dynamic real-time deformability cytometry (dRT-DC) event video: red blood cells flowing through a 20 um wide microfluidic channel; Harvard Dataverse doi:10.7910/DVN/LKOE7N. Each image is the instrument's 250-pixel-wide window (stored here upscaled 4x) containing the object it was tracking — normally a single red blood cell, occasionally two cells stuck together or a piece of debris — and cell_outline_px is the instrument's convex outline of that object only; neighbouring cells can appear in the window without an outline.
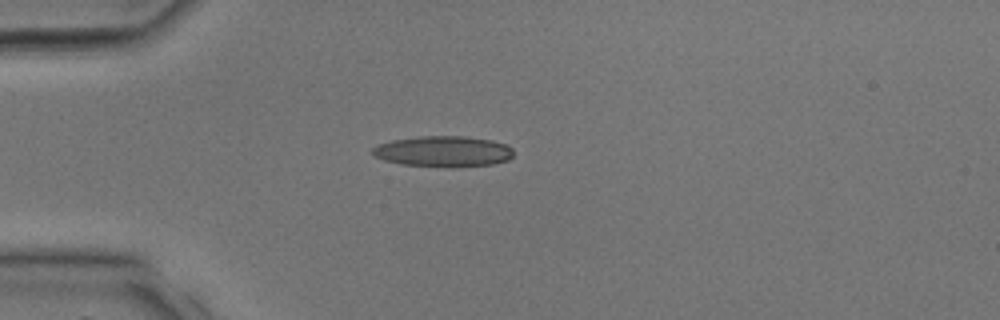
{"species": "common noctule bat (a hibernating species)", "species_latin": "Nyctalus noctula", "temperature_condition": "room temperature", "stored_images_in_passage": 25, "camera_frame_rate_fps": 3000, "um_per_image_px": 0.085, "animal": {"sex": "male", "body_mass_g": 17.9, "forearm_length_mm": 54.2}, "frame": {"image": 1, "passage_image": 1, "time_ms": 0.0, "image_size_px": [1000, 320], "cell_outline_px": [[512, 156], [508, 160], [492, 164], [452, 168], [448, 168], [400, 164], [384, 160], [372, 156], [372, 148], [376, 144], [392, 140], [420, 136], [464, 136], [492, 140], [504, 144], [512, 148]], "centroid_in_image_um": [37.64, 12.88], "position_along_channel_um": 47.4, "area_um2": 25.66}}
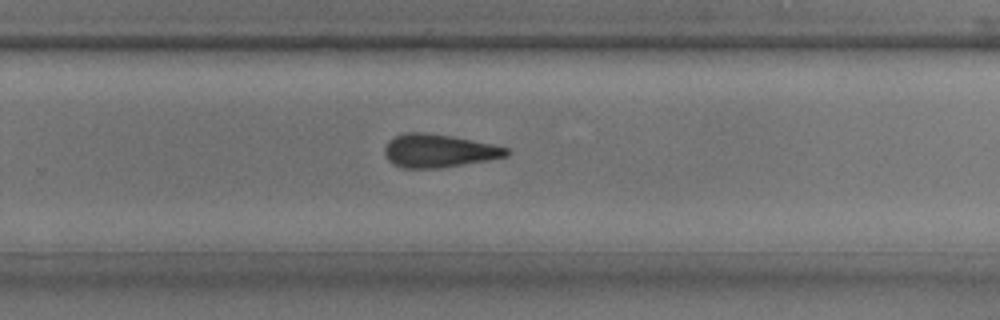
{"frame": {"image": 2, "passage_image": 14, "time_ms": 4.333, "image_size_px": [1000, 320], "cell_outline_px": [[512, 152], [508, 156], [488, 160], [436, 168], [400, 168], [392, 164], [388, 160], [384, 152], [384, 148], [388, 140], [404, 132], [428, 132], [452, 136], [492, 144], [508, 148]], "centroid_in_image_um": [37.27, 12.81], "position_along_channel_um": 292.5, "area_um2": 23.7}}
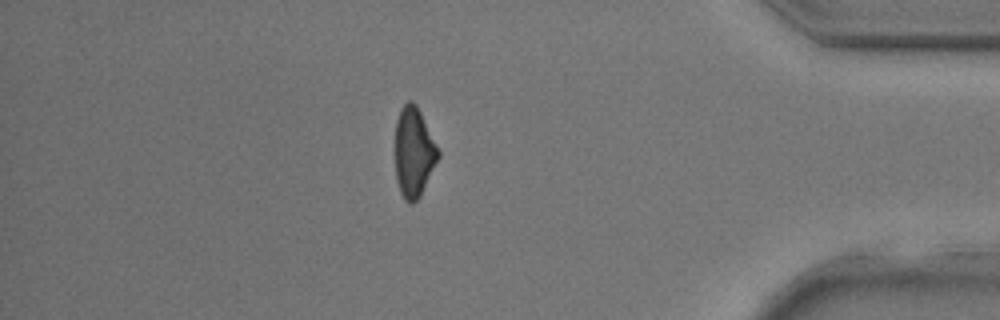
{"frame": {"image": 3, "passage_image": 21, "time_ms": 6.667, "image_size_px": [1000, 320], "cell_outline_px": [[440, 156], [420, 196], [412, 204], [408, 204], [404, 200], [400, 192], [396, 180], [396, 120], [400, 108], [408, 100], [412, 100], [416, 104], [440, 152]], "centroid_in_image_um": [35.17, 12.95], "position_along_channel_um": 400.0, "area_um2": 22.43}}